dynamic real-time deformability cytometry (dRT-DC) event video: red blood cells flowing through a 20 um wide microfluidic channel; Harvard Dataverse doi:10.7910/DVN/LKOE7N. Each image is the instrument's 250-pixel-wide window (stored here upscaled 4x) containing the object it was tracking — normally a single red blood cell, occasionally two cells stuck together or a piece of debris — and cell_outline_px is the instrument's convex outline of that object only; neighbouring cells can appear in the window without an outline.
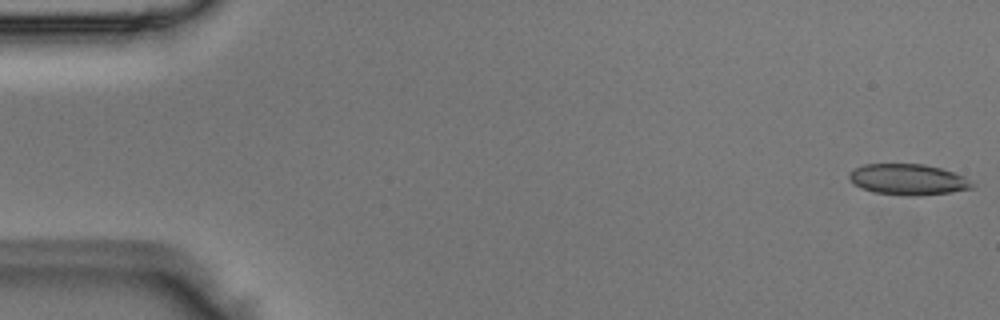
{"species": "Egyptian fruit bat (a non-hibernating species)", "species_latin": "Rousettus aegyptiacus", "temperature_condition": "room temperature", "stored_images_in_passage": 48, "camera_frame_rate_fps": 3000, "um_per_image_px": 0.085, "animal": {"sex": "male"}, "frame": {"image": 1, "passage_image": 1, "time_ms": 0.0, "image_size_px": [1000, 320], "cell_outline_px": [[976, 188], [952, 192], [920, 196], [908, 196], [872, 192], [860, 188], [848, 176], [848, 172], [864, 164], [924, 164], [940, 168], [964, 176], [976, 184]], "centroid_in_image_um": [77.23, 15.27], "position_along_channel_um": 7.8, "area_um2": 22.37}}
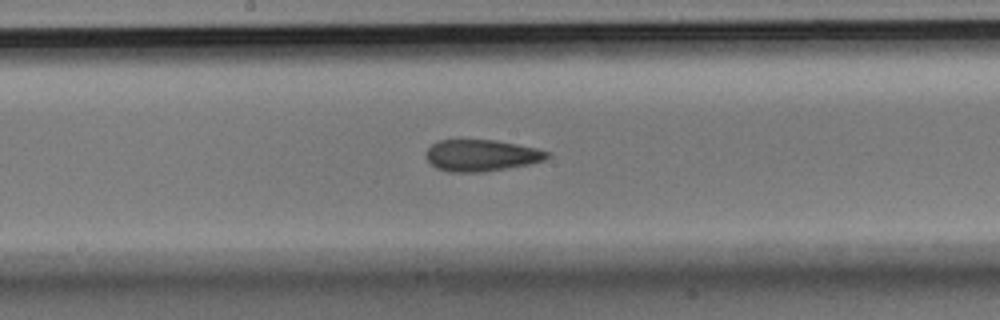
{"frame": {"image": 2, "passage_image": 26, "time_ms": 8.333, "image_size_px": [1000, 320], "cell_outline_px": [[552, 156], [544, 160], [528, 164], [480, 172], [448, 172], [436, 168], [428, 160], [424, 152], [436, 140], [496, 140], [536, 148], [552, 152]], "centroid_in_image_um": [40.91, 13.2], "position_along_channel_um": 207.3, "area_um2": 22.31}}
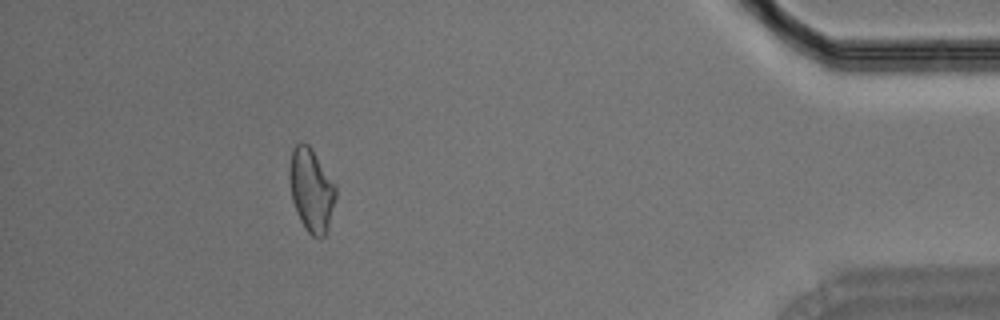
{"frame": {"image": 3, "passage_image": 45, "time_ms": 14.667, "image_size_px": [1000, 320], "cell_outline_px": [[336, 196], [328, 232], [320, 240], [312, 236], [304, 228], [296, 212], [292, 200], [288, 176], [288, 172], [292, 148], [300, 140], [308, 144], [312, 148], [336, 184]], "centroid_in_image_um": [26.46, 16.15], "position_along_channel_um": 408.7, "area_um2": 23.12}}